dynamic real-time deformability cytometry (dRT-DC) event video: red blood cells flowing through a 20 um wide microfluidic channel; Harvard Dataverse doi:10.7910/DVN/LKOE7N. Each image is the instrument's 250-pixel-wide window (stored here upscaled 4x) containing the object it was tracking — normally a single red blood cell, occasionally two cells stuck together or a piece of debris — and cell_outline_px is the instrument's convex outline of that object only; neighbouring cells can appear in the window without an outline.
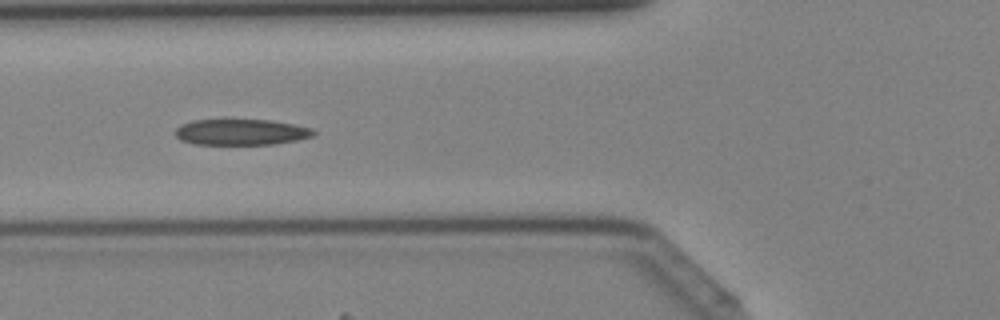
{"species": "Egyptian fruit bat (a non-hibernating species)", "species_latin": "Rousettus aegyptiacus", "temperature_condition": "cold", "stored_images_in_passage": 42, "camera_frame_rate_fps": 3000, "um_per_image_px": 0.085, "animal": {"sex": "female"}, "frame": {"image": 1, "passage_image": 16, "time_ms": 5.0, "image_size_px": [1000, 320], "cell_outline_px": [[316, 132], [312, 136], [296, 140], [272, 144], [196, 144], [180, 140], [176, 136], [176, 128], [180, 124], [192, 120], [272, 120], [312, 128]], "centroid_in_image_um": [20.47, 11.22], "position_along_channel_um": 105.3, "area_um2": 20.75}}
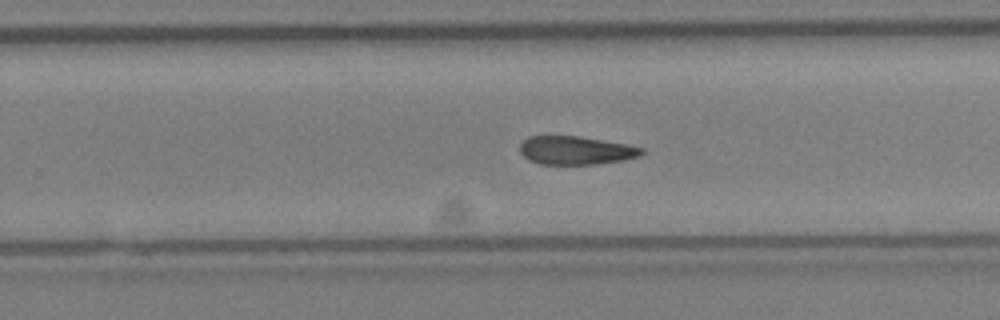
{"frame": {"image": 2, "passage_image": 27, "time_ms": 8.667, "image_size_px": [1000, 320], "cell_outline_px": [[644, 152], [640, 156], [624, 160], [596, 164], [540, 164], [528, 160], [520, 152], [520, 144], [528, 136], [580, 136], [628, 144], [644, 148]], "centroid_in_image_um": [48.96, 12.78], "position_along_channel_um": 280.8, "area_um2": 20.29}}
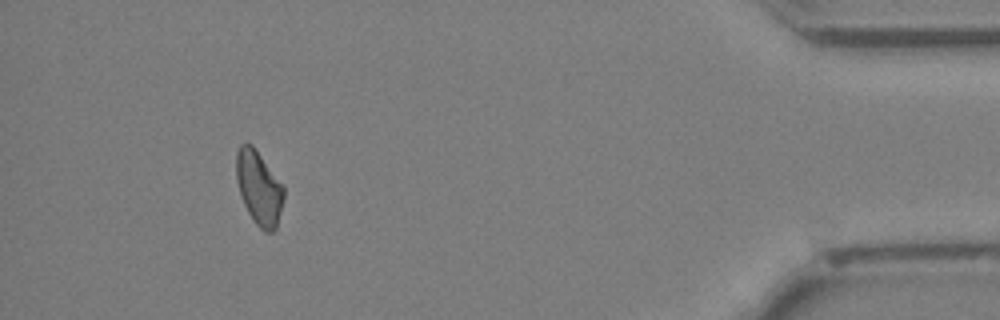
{"frame": {"image": 3, "passage_image": 39, "time_ms": 12.667, "image_size_px": [1000, 320], "cell_outline_px": [[284, 196], [276, 228], [272, 232], [264, 232], [252, 220], [240, 196], [236, 180], [236, 152], [240, 144], [252, 144], [284, 184]], "centroid_in_image_um": [22.01, 15.96], "position_along_channel_um": 413.2, "area_um2": 20.69}}